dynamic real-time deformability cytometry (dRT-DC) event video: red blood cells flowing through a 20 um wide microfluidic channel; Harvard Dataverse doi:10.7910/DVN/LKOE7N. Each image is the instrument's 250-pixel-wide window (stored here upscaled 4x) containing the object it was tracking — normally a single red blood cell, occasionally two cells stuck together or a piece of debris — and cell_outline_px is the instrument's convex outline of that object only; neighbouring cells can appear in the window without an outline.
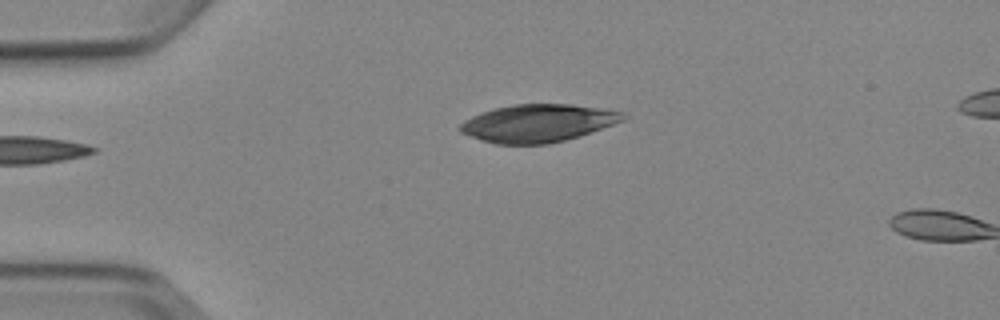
{"species": "Egyptian fruit bat (a non-hibernating species)", "species_latin": "Rousettus aegyptiacus", "temperature_condition": "cold", "stored_images_in_passage": 4, "camera_frame_rate_fps": 3000, "um_per_image_px": 0.085, "animal": {"sex": "female"}, "frame": {"image": 1, "passage_image": 4, "time_ms": 3.333, "image_size_px": [1000, 320], "cell_outline_px": [[628, 116], [624, 120], [580, 136], [548, 144], [496, 144], [480, 140], [460, 132], [456, 128], [464, 120], [480, 112], [512, 104], [572, 104], [624, 112]], "centroid_in_image_um": [45.69, 10.47], "position_along_channel_um": 39.3, "area_um2": 35.89}}